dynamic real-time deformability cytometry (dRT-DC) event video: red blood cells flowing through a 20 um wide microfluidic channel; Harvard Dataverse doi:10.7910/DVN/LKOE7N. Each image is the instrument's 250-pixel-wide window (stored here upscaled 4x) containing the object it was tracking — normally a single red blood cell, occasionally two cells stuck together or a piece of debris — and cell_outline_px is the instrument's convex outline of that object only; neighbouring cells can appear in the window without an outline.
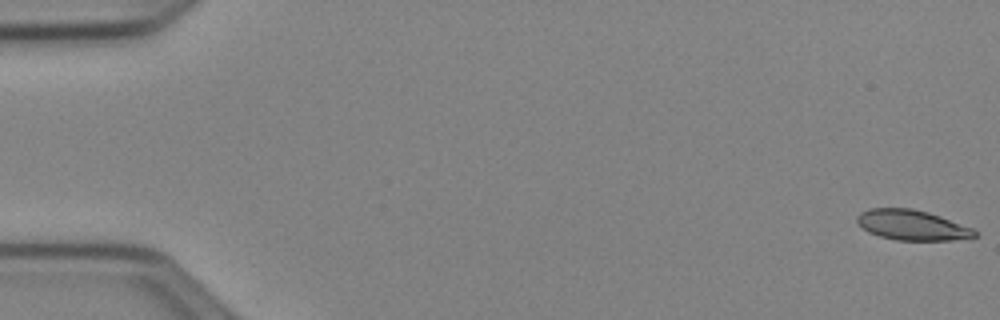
{"species": "Egyptian fruit bat (a non-hibernating species)", "species_latin": "Rousettus aegyptiacus", "temperature_condition": "cold", "stored_images_in_passage": 52, "camera_frame_rate_fps": 3000, "um_per_image_px": 0.085, "animal": {"sex": "female"}, "frame": {"image": 1, "passage_image": 1, "time_ms": 0.0, "image_size_px": [1000, 320], "cell_outline_px": [[980, 232], [976, 236], [952, 240], [896, 240], [880, 236], [868, 232], [856, 220], [856, 216], [860, 212], [868, 208], [912, 208], [928, 212], [940, 216], [972, 228]], "centroid_in_image_um": [77.51, 19.12], "position_along_channel_um": 7.5, "area_um2": 20.63}}
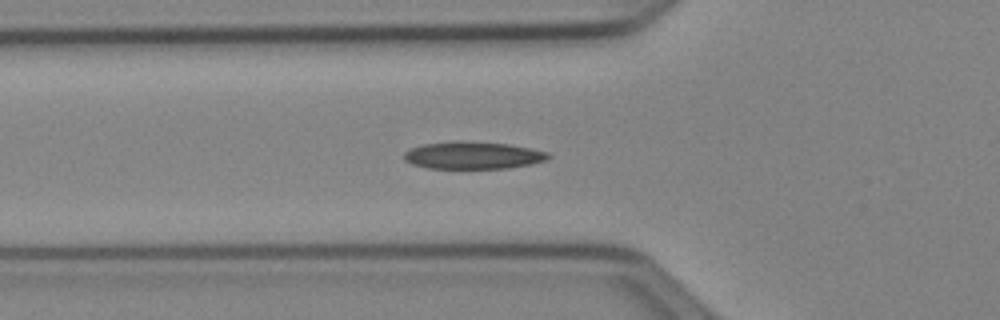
{"frame": {"image": 2, "passage_image": 19, "time_ms": 6.0, "image_size_px": [1000, 320], "cell_outline_px": [[552, 156], [548, 160], [532, 164], [508, 168], [428, 168], [412, 164], [404, 160], [404, 152], [412, 148], [424, 144], [456, 140], [460, 140], [508, 144], [532, 148], [548, 152]], "centroid_in_image_um": [40.24, 13.2], "position_along_channel_um": 85.6, "area_um2": 23.18}}
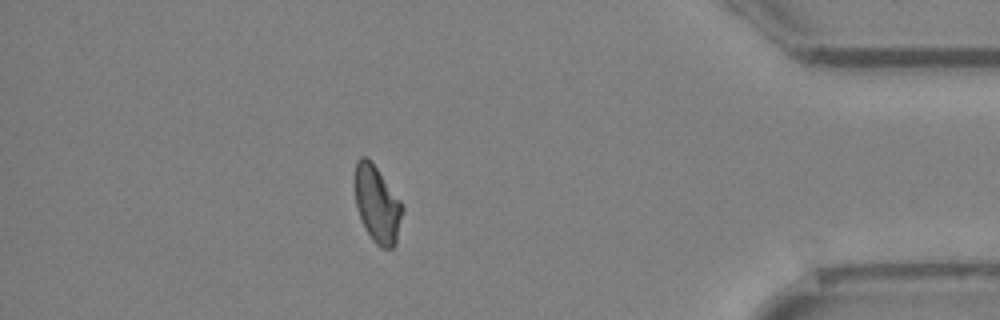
{"frame": {"image": 3, "passage_image": 46, "time_ms": 15.0, "image_size_px": [1000, 320], "cell_outline_px": [[404, 208], [396, 244], [392, 248], [380, 248], [372, 240], [364, 228], [356, 208], [352, 180], [352, 176], [356, 160], [360, 156], [364, 156], [376, 168], [404, 204]], "centroid_in_image_um": [32.02, 17.36], "position_along_channel_um": 403.2, "area_um2": 21.91}, "authors_computed_cell_mechanics": {"area_um2": 21.9351, "velocity_mm_per_s": 3.9699, "shape_relaxation_time_tau1_ms": 5.1331, "shape_relaxation_time_tau2_ms": 8.4291, "deformation_change_tau1": 0.1329, "deformation_change_tau2": 0.1431}}